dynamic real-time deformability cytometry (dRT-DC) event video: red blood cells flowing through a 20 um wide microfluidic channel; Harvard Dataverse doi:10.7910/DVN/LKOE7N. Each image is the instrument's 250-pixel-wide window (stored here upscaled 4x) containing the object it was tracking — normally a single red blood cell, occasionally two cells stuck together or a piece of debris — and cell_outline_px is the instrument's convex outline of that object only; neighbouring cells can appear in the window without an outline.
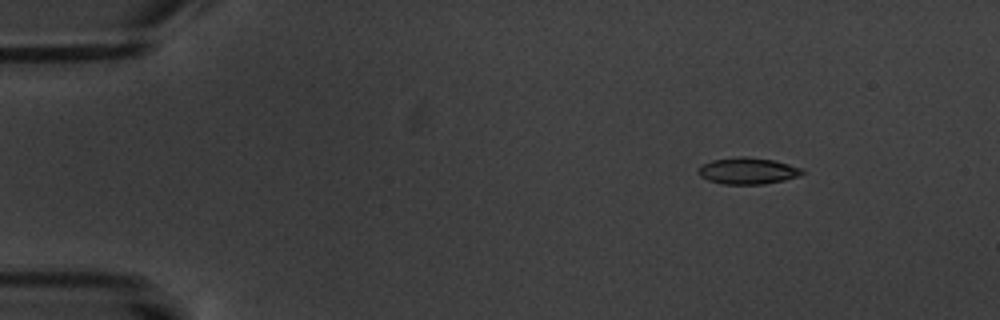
{"species": "common noctule bat (a hibernating species)", "species_latin": "Nyctalus noctula", "temperature_condition": "warm", "stored_images_in_passage": 5, "camera_frame_rate_fps": 3000, "um_per_image_px": 0.085, "animal": {"sex": "male", "body_mass_g": 20.1, "forearm_length_mm": 53.5}, "frame": {"image": 1, "passage_image": 2, "time_ms": 1.333, "image_size_px": [1000, 320], "cell_outline_px": [[804, 172], [800, 176], [784, 180], [764, 184], [724, 184], [708, 180], [700, 176], [700, 164], [712, 160], [740, 156], [748, 156], [772, 160], [804, 168]], "centroid_in_image_um": [63.58, 14.52], "position_along_channel_um": 21.4, "area_um2": 16.07}}
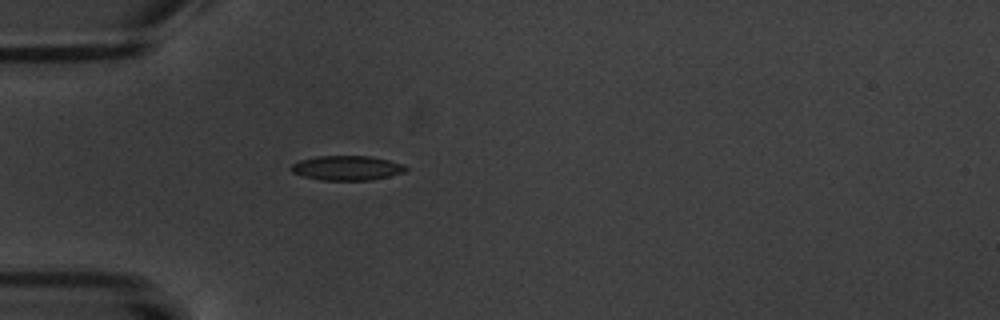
{"frame": {"image": 2, "passage_image": 5, "time_ms": 4.667, "image_size_px": [1000, 320], "cell_outline_px": [[408, 168], [404, 172], [372, 180], [320, 180], [304, 176], [292, 172], [288, 168], [292, 164], [300, 160], [316, 156], [368, 156], [388, 160], [404, 164]], "centroid_in_image_um": [29.47, 14.28], "position_along_channel_um": 55.5, "area_um2": 16.42}}